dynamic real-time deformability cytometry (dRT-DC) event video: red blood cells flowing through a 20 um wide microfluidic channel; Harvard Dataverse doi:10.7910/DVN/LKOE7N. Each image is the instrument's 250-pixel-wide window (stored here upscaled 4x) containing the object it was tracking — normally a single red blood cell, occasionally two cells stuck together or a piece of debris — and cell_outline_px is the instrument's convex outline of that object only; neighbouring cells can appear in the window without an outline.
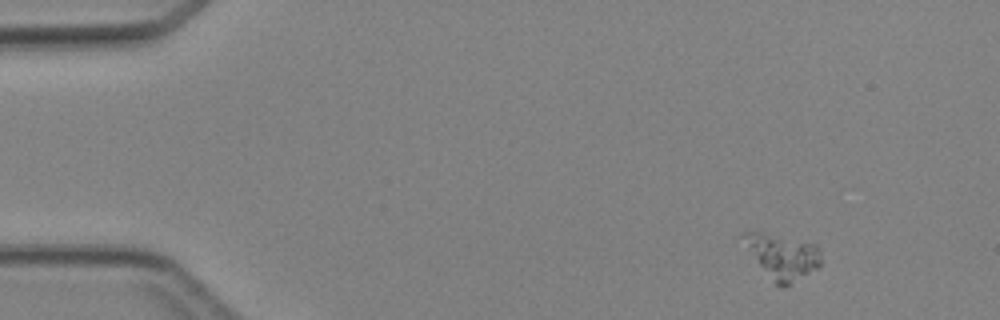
{"species": "Egyptian fruit bat (a non-hibernating species)", "species_latin": "Rousettus aegyptiacus", "temperature_condition": "cold", "stored_images_in_passage": 6, "camera_frame_rate_fps": 3000, "um_per_image_px": 0.085, "animal": {"sex": "female"}, "frame": {"image": 1, "passage_image": 1, "time_ms": 0.0, "image_size_px": [1000, 320], "cell_outline_px": [[820, 264], [816, 268], [784, 288], [780, 288], [776, 284], [760, 264], [740, 236], [740, 232], [760, 232], [816, 244], [820, 252]], "centroid_in_image_um": [66.53, 21.79], "position_along_channel_um": 18.5, "area_um2": 19.36}}